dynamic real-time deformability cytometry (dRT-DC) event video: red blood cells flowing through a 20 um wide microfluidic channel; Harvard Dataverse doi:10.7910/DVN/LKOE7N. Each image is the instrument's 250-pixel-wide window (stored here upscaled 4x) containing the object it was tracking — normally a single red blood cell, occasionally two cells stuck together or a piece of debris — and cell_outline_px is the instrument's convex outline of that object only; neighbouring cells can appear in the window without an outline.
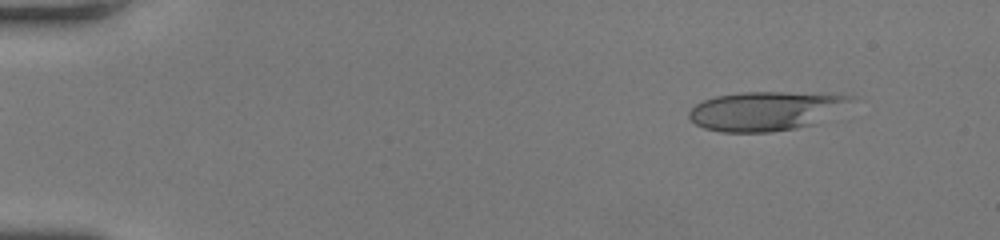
{"species": "human", "species_latin": "Homo sapiens", "temperature_condition": "room temperature", "stored_images_in_passage": 48, "camera_frame_rate_fps": 3000, "um_per_image_px": 0.085, "donor": {"sex": "female"}, "frame": {"image": 1, "passage_image": 5, "time_ms": 1.333, "image_size_px": [1000, 240], "cell_outline_px": [[856, 96], [852, 100], [812, 124], [796, 128], [772, 132], [720, 132], [704, 128], [696, 124], [688, 116], [688, 112], [696, 104], [704, 100], [716, 96], [740, 92], [836, 92]], "centroid_in_image_um": [65.06, 9.4], "position_along_channel_um": 19.9, "area_um2": 36.82}}
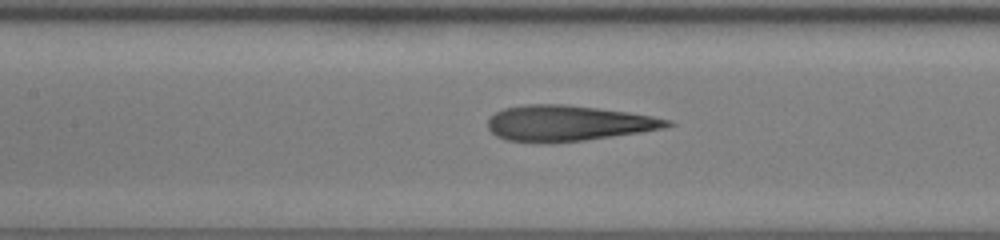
{"frame": {"image": 2, "passage_image": 23, "time_ms": 7.333, "image_size_px": [1000, 240], "cell_outline_px": [[676, 124], [664, 128], [640, 132], [584, 140], [548, 144], [544, 144], [508, 140], [496, 136], [488, 128], [488, 120], [496, 112], [504, 108], [528, 104], [568, 104], [628, 112], [652, 116], [672, 120]], "centroid_in_image_um": [48.29, 10.48], "position_along_channel_um": 159.1, "area_um2": 37.45}}
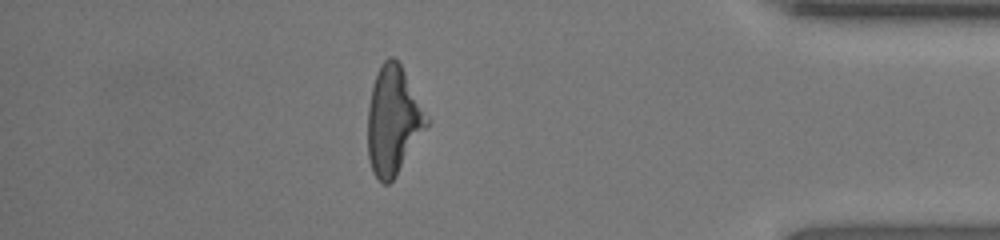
{"frame": {"image": 3, "passage_image": 42, "time_ms": 13.667, "image_size_px": [1000, 240], "cell_outline_px": [[428, 124], [396, 176], [388, 184], [384, 184], [372, 172], [368, 156], [368, 108], [372, 84], [376, 72], [380, 64], [388, 56], [392, 56], [400, 64], [428, 120]], "centroid_in_image_um": [33.37, 10.25], "position_along_channel_um": 401.8, "area_um2": 36.41}, "authors_computed_cell_mechanics": {"area_um2": 36.7897, "velocity_mm_per_s": 4.3612, "shape_relaxation_time_tau1_ms": 5.0081, "shape_relaxation_time_tau2_ms": 1.5649, "deformation_change_tau1": 0.2284, "deformation_change_tau2": 0.1352}}